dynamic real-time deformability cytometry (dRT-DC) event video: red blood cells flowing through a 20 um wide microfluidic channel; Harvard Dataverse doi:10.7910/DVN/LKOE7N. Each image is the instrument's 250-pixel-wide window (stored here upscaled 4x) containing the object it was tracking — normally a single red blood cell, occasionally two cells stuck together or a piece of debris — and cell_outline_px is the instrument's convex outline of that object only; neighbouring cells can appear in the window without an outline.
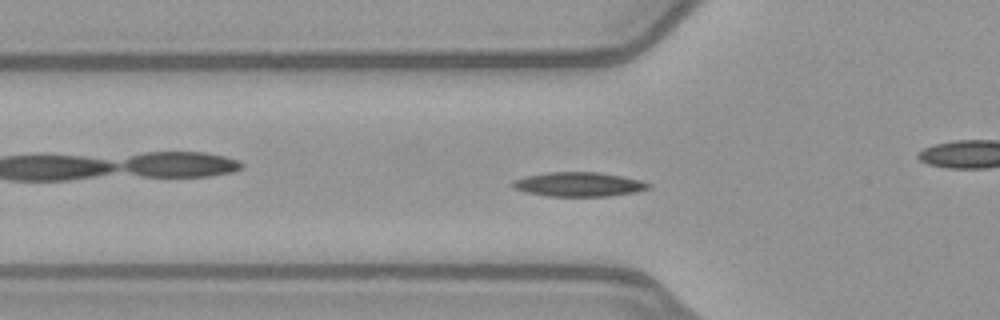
{"species": "common noctule bat (a hibernating species)", "species_latin": "Nyctalus noctula", "temperature_condition": "warm", "stored_images_in_passage": 50, "camera_frame_rate_fps": 3000, "um_per_image_px": 0.085, "animal": {"sex": "female", "body_mass_g": 21.9}, "frame": {"image": 1, "passage_image": 15, "time_ms": 4.667, "image_size_px": [1000, 320], "cell_outline_px": [[652, 184], [648, 188], [636, 192], [608, 196], [548, 196], [524, 192], [512, 188], [512, 180], [528, 176], [548, 172], [600, 172], [624, 176], [640, 180]], "centroid_in_image_um": [49.19, 15.67], "position_along_channel_um": 76.6, "area_um2": 19.31}}
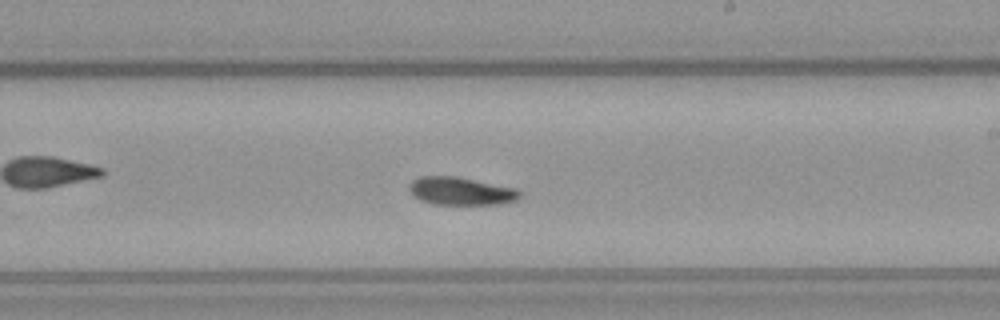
{"frame": {"image": 2, "passage_image": 28, "time_ms": 9.0, "image_size_px": [1000, 320], "cell_outline_px": [[520, 196], [516, 200], [500, 204], [432, 204], [420, 200], [412, 196], [408, 188], [408, 184], [412, 180], [420, 176], [456, 176], [516, 188], [520, 192]], "centroid_in_image_um": [39.12, 16.24], "position_along_channel_um": 249.9, "area_um2": 18.09}}
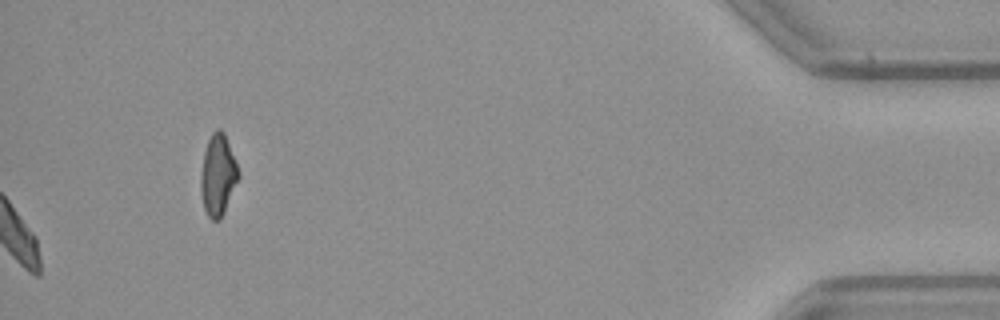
{"frame": {"image": 3, "passage_image": 50, "time_ms": 16.333, "image_size_px": [1000, 320], "cell_outline_px": [[240, 176], [224, 212], [220, 220], [212, 220], [208, 216], [204, 208], [200, 188], [200, 176], [204, 152], [208, 140], [212, 132], [216, 128], [220, 128], [224, 132], [240, 172]], "centroid_in_image_um": [18.52, 14.87], "position_along_channel_um": 416.7, "area_um2": 17.86}, "authors_computed_cell_mechanics": {"area_um2": 17.8313, "velocity_mm_per_s": 3.9745, "shape_relaxation_time_tau1_ms": 4.1264, "shape_relaxation_time_tau2_ms": null, "deformation_change_tau1": 0.1187, "deformation_change_tau2": null}}